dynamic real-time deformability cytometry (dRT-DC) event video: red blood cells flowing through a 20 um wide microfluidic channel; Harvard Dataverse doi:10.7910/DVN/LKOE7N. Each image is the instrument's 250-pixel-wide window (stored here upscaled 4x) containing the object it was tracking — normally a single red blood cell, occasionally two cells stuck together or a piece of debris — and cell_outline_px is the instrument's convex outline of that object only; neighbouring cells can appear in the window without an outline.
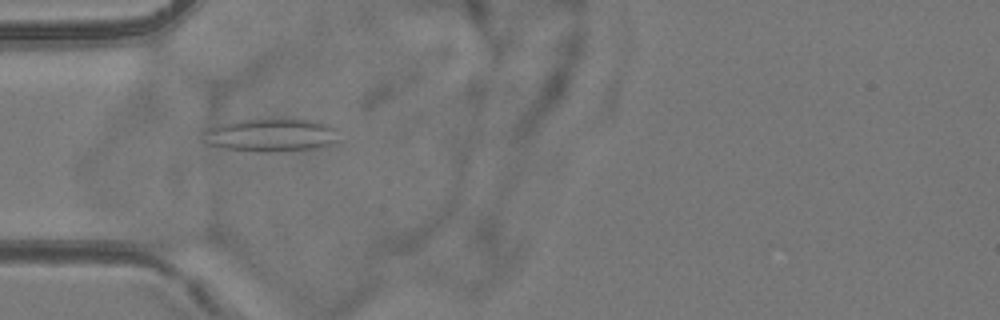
{"species": "common noctule bat (a hibernating species)", "species_latin": "Nyctalus noctula", "temperature_condition": "room temperature", "stored_images_in_passage": 54, "camera_frame_rate_fps": 3000, "um_per_image_px": 0.085, "animal": {"sex": "female", "body_mass_g": 24.6, "forearm_length_mm": 56.2}, "frame": {"image": 1, "passage_image": 17, "time_ms": 5.333, "image_size_px": [1000, 320], "cell_outline_px": [[336, 140], [328, 144], [316, 148], [280, 152], [256, 152], [224, 148], [208, 144], [204, 140], [200, 132], [204, 128], [236, 120], [280, 116], [288, 116], [316, 120], [332, 124], [336, 128]], "centroid_in_image_um": [23.01, 11.42], "position_along_channel_um": 62.0, "area_um2": 27.57}}
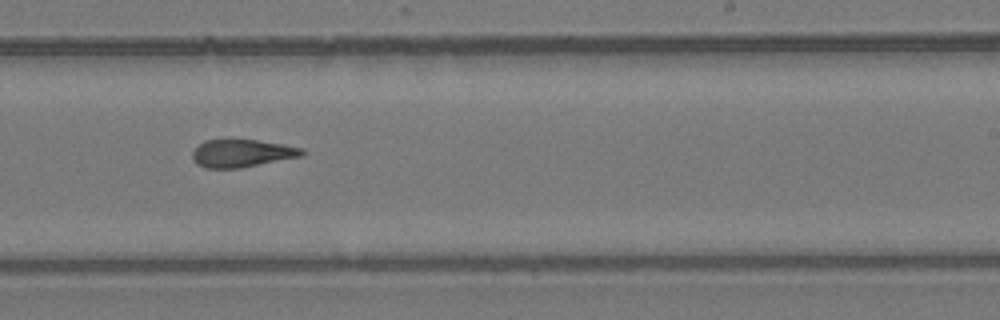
{"frame": {"image": 2, "passage_image": 33, "time_ms": 10.667, "image_size_px": [1000, 320], "cell_outline_px": [[308, 152], [304, 156], [240, 168], [204, 168], [196, 164], [192, 160], [192, 152], [204, 140], [256, 140], [284, 144], [304, 148]], "centroid_in_image_um": [20.61, 13.04], "position_along_channel_um": 268.4, "area_um2": 17.92}}
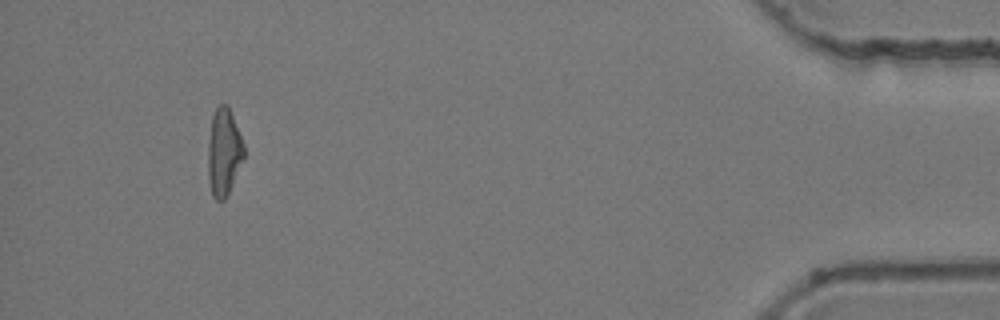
{"frame": {"image": 3, "passage_image": 50, "time_ms": 16.333, "image_size_px": [1000, 320], "cell_outline_px": [[244, 156], [232, 184], [224, 200], [216, 200], [212, 196], [208, 180], [208, 144], [212, 116], [216, 108], [220, 104], [228, 104], [244, 144]], "centroid_in_image_um": [19.01, 12.91], "position_along_channel_um": 416.2, "area_um2": 18.15}, "authors_computed_cell_mechanics": {"area_um2": 18.5538, "velocity_mm_per_s": 3.8851, "shape_relaxation_time_tau1_ms": null, "shape_relaxation_time_tau2_ms": 3.7963, "deformation_change_tau1": null, "deformation_change_tau2": 0.1407}}